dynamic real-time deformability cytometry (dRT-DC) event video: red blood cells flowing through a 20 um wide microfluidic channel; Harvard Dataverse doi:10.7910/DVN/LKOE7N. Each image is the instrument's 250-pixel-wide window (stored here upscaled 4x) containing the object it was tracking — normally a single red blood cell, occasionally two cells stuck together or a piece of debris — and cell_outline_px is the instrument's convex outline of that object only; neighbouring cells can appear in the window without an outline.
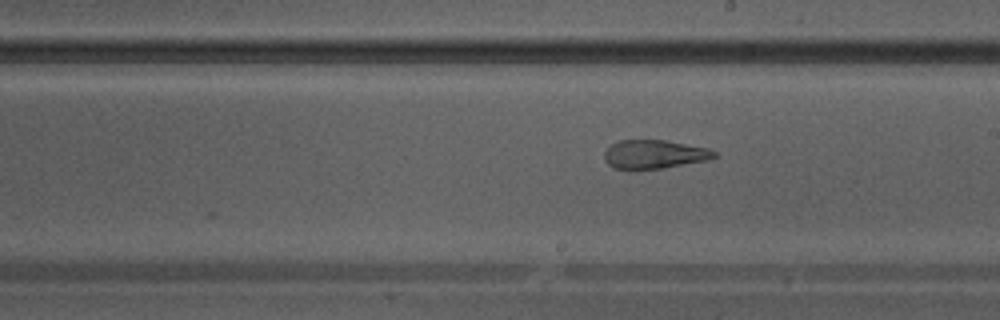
{"species": "Egyptian fruit bat (a non-hibernating species)", "species_latin": "Rousettus aegyptiacus", "temperature_condition": "warm", "stored_images_in_passage": 18, "camera_frame_rate_fps": 3000, "um_per_image_px": 0.085, "animal": {"sex": "male"}, "frame": {"image": 1, "passage_image": 18, "time_ms": 5.667, "image_size_px": [1000, 320], "cell_outline_px": [[716, 156], [708, 160], [664, 168], [636, 172], [616, 168], [608, 164], [604, 160], [604, 152], [612, 144], [620, 140], [664, 140], [708, 148], [716, 152]], "centroid_in_image_um": [55.58, 13.15], "position_along_channel_um": 233.4, "area_um2": 18.79}}